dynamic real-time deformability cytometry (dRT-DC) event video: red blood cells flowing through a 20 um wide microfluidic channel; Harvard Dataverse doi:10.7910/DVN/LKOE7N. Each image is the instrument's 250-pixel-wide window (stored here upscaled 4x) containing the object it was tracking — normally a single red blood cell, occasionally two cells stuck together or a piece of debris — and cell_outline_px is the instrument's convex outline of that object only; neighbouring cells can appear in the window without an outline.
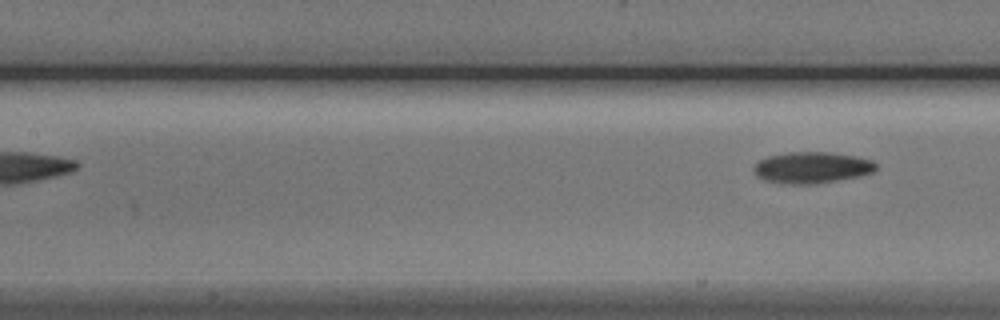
{"species": "Egyptian fruit bat (a non-hibernating species)", "species_latin": "Rousettus aegyptiacus", "temperature_condition": "cold", "stored_images_in_passage": 7, "segment_of_instrument_passage": [2, 2], "camera_frame_rate_fps": 3000, "um_per_image_px": 0.085, "animal": {"sex": "male"}, "frame": {"image": 1, "passage_image": 7, "time_ms": 7.0, "image_size_px": [1000, 320], "cell_outline_px": [[876, 168], [872, 172], [860, 176], [836, 180], [808, 184], [792, 184], [764, 180], [756, 176], [752, 168], [760, 160], [768, 156], [788, 152], [832, 152], [856, 156], [872, 160], [876, 164]], "centroid_in_image_um": [69.0, 14.23], "position_along_channel_um": 138.4, "area_um2": 22.2}}